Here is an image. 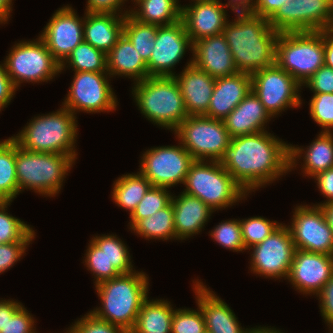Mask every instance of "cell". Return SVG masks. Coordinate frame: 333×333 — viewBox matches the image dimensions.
<instances>
[{
	"instance_id": "13",
	"label": "cell",
	"mask_w": 333,
	"mask_h": 333,
	"mask_svg": "<svg viewBox=\"0 0 333 333\" xmlns=\"http://www.w3.org/2000/svg\"><path fill=\"white\" fill-rule=\"evenodd\" d=\"M247 250H252L249 267L251 273L273 278L275 281L288 278L296 247L284 223L262 242Z\"/></svg>"
},
{
	"instance_id": "52",
	"label": "cell",
	"mask_w": 333,
	"mask_h": 333,
	"mask_svg": "<svg viewBox=\"0 0 333 333\" xmlns=\"http://www.w3.org/2000/svg\"><path fill=\"white\" fill-rule=\"evenodd\" d=\"M288 0H255L254 15L269 20Z\"/></svg>"
},
{
	"instance_id": "51",
	"label": "cell",
	"mask_w": 333,
	"mask_h": 333,
	"mask_svg": "<svg viewBox=\"0 0 333 333\" xmlns=\"http://www.w3.org/2000/svg\"><path fill=\"white\" fill-rule=\"evenodd\" d=\"M17 89L7 74L5 63L0 64V112L9 105Z\"/></svg>"
},
{
	"instance_id": "15",
	"label": "cell",
	"mask_w": 333,
	"mask_h": 333,
	"mask_svg": "<svg viewBox=\"0 0 333 333\" xmlns=\"http://www.w3.org/2000/svg\"><path fill=\"white\" fill-rule=\"evenodd\" d=\"M129 252L127 245L116 234H101V236L92 237L83 263L94 275V285L120 274L135 271Z\"/></svg>"
},
{
	"instance_id": "40",
	"label": "cell",
	"mask_w": 333,
	"mask_h": 333,
	"mask_svg": "<svg viewBox=\"0 0 333 333\" xmlns=\"http://www.w3.org/2000/svg\"><path fill=\"white\" fill-rule=\"evenodd\" d=\"M281 224L276 220L270 221L261 216L241 219L240 226L245 249L247 250L253 245L262 242Z\"/></svg>"
},
{
	"instance_id": "41",
	"label": "cell",
	"mask_w": 333,
	"mask_h": 333,
	"mask_svg": "<svg viewBox=\"0 0 333 333\" xmlns=\"http://www.w3.org/2000/svg\"><path fill=\"white\" fill-rule=\"evenodd\" d=\"M209 231L211 238L225 249L233 252L246 251L242 239L240 219L223 220Z\"/></svg>"
},
{
	"instance_id": "42",
	"label": "cell",
	"mask_w": 333,
	"mask_h": 333,
	"mask_svg": "<svg viewBox=\"0 0 333 333\" xmlns=\"http://www.w3.org/2000/svg\"><path fill=\"white\" fill-rule=\"evenodd\" d=\"M309 114L324 132H333V93H313Z\"/></svg>"
},
{
	"instance_id": "47",
	"label": "cell",
	"mask_w": 333,
	"mask_h": 333,
	"mask_svg": "<svg viewBox=\"0 0 333 333\" xmlns=\"http://www.w3.org/2000/svg\"><path fill=\"white\" fill-rule=\"evenodd\" d=\"M302 86L313 93H333V68L322 66Z\"/></svg>"
},
{
	"instance_id": "33",
	"label": "cell",
	"mask_w": 333,
	"mask_h": 333,
	"mask_svg": "<svg viewBox=\"0 0 333 333\" xmlns=\"http://www.w3.org/2000/svg\"><path fill=\"white\" fill-rule=\"evenodd\" d=\"M151 186L140 172L124 174L114 181L111 198L118 207L129 211L130 216Z\"/></svg>"
},
{
	"instance_id": "6",
	"label": "cell",
	"mask_w": 333,
	"mask_h": 333,
	"mask_svg": "<svg viewBox=\"0 0 333 333\" xmlns=\"http://www.w3.org/2000/svg\"><path fill=\"white\" fill-rule=\"evenodd\" d=\"M73 163L75 160L70 155L27 151L15 141L19 194L29 189L42 196L55 197L61 192Z\"/></svg>"
},
{
	"instance_id": "32",
	"label": "cell",
	"mask_w": 333,
	"mask_h": 333,
	"mask_svg": "<svg viewBox=\"0 0 333 333\" xmlns=\"http://www.w3.org/2000/svg\"><path fill=\"white\" fill-rule=\"evenodd\" d=\"M133 4L135 8H130L129 14L141 23L162 26L181 20V4L177 0H134Z\"/></svg>"
},
{
	"instance_id": "23",
	"label": "cell",
	"mask_w": 333,
	"mask_h": 333,
	"mask_svg": "<svg viewBox=\"0 0 333 333\" xmlns=\"http://www.w3.org/2000/svg\"><path fill=\"white\" fill-rule=\"evenodd\" d=\"M188 116H205L215 87V78L193 64V57L175 74Z\"/></svg>"
},
{
	"instance_id": "17",
	"label": "cell",
	"mask_w": 333,
	"mask_h": 333,
	"mask_svg": "<svg viewBox=\"0 0 333 333\" xmlns=\"http://www.w3.org/2000/svg\"><path fill=\"white\" fill-rule=\"evenodd\" d=\"M288 227L296 249L333 256V232L321 206L297 205Z\"/></svg>"
},
{
	"instance_id": "19",
	"label": "cell",
	"mask_w": 333,
	"mask_h": 333,
	"mask_svg": "<svg viewBox=\"0 0 333 333\" xmlns=\"http://www.w3.org/2000/svg\"><path fill=\"white\" fill-rule=\"evenodd\" d=\"M84 16L80 17L68 4L58 8L38 35L53 57L61 64L84 41Z\"/></svg>"
},
{
	"instance_id": "18",
	"label": "cell",
	"mask_w": 333,
	"mask_h": 333,
	"mask_svg": "<svg viewBox=\"0 0 333 333\" xmlns=\"http://www.w3.org/2000/svg\"><path fill=\"white\" fill-rule=\"evenodd\" d=\"M189 49L193 53V43L186 33L182 20L158 26L155 46L146 63L148 77H174L173 69Z\"/></svg>"
},
{
	"instance_id": "28",
	"label": "cell",
	"mask_w": 333,
	"mask_h": 333,
	"mask_svg": "<svg viewBox=\"0 0 333 333\" xmlns=\"http://www.w3.org/2000/svg\"><path fill=\"white\" fill-rule=\"evenodd\" d=\"M273 117L251 90L249 94L224 119L231 138L267 131V123Z\"/></svg>"
},
{
	"instance_id": "25",
	"label": "cell",
	"mask_w": 333,
	"mask_h": 333,
	"mask_svg": "<svg viewBox=\"0 0 333 333\" xmlns=\"http://www.w3.org/2000/svg\"><path fill=\"white\" fill-rule=\"evenodd\" d=\"M252 90V77L246 73L215 79L206 117L224 120Z\"/></svg>"
},
{
	"instance_id": "11",
	"label": "cell",
	"mask_w": 333,
	"mask_h": 333,
	"mask_svg": "<svg viewBox=\"0 0 333 333\" xmlns=\"http://www.w3.org/2000/svg\"><path fill=\"white\" fill-rule=\"evenodd\" d=\"M108 72H75L62 106L75 116L78 112L116 111L118 98L110 85Z\"/></svg>"
},
{
	"instance_id": "7",
	"label": "cell",
	"mask_w": 333,
	"mask_h": 333,
	"mask_svg": "<svg viewBox=\"0 0 333 333\" xmlns=\"http://www.w3.org/2000/svg\"><path fill=\"white\" fill-rule=\"evenodd\" d=\"M183 185V192L201 199L214 212L249 196L219 161L195 160Z\"/></svg>"
},
{
	"instance_id": "2",
	"label": "cell",
	"mask_w": 333,
	"mask_h": 333,
	"mask_svg": "<svg viewBox=\"0 0 333 333\" xmlns=\"http://www.w3.org/2000/svg\"><path fill=\"white\" fill-rule=\"evenodd\" d=\"M237 70L252 75L275 64L279 32L264 17L252 13L236 14L223 33Z\"/></svg>"
},
{
	"instance_id": "9",
	"label": "cell",
	"mask_w": 333,
	"mask_h": 333,
	"mask_svg": "<svg viewBox=\"0 0 333 333\" xmlns=\"http://www.w3.org/2000/svg\"><path fill=\"white\" fill-rule=\"evenodd\" d=\"M11 48L3 61L16 89L23 82L33 84L48 82L57 74H61L60 63L39 36L33 41H19Z\"/></svg>"
},
{
	"instance_id": "8",
	"label": "cell",
	"mask_w": 333,
	"mask_h": 333,
	"mask_svg": "<svg viewBox=\"0 0 333 333\" xmlns=\"http://www.w3.org/2000/svg\"><path fill=\"white\" fill-rule=\"evenodd\" d=\"M324 31L279 33L275 63L301 86L324 66Z\"/></svg>"
},
{
	"instance_id": "53",
	"label": "cell",
	"mask_w": 333,
	"mask_h": 333,
	"mask_svg": "<svg viewBox=\"0 0 333 333\" xmlns=\"http://www.w3.org/2000/svg\"><path fill=\"white\" fill-rule=\"evenodd\" d=\"M23 304L13 299H0V330L5 327L8 317H12Z\"/></svg>"
},
{
	"instance_id": "57",
	"label": "cell",
	"mask_w": 333,
	"mask_h": 333,
	"mask_svg": "<svg viewBox=\"0 0 333 333\" xmlns=\"http://www.w3.org/2000/svg\"><path fill=\"white\" fill-rule=\"evenodd\" d=\"M271 326H256L250 329V327L248 328L246 333H284L282 332V330L280 329H276L275 327H271Z\"/></svg>"
},
{
	"instance_id": "22",
	"label": "cell",
	"mask_w": 333,
	"mask_h": 333,
	"mask_svg": "<svg viewBox=\"0 0 333 333\" xmlns=\"http://www.w3.org/2000/svg\"><path fill=\"white\" fill-rule=\"evenodd\" d=\"M199 279L193 280L196 305L205 319L208 333H246L229 305ZM195 281V282H194ZM204 284V285H203Z\"/></svg>"
},
{
	"instance_id": "48",
	"label": "cell",
	"mask_w": 333,
	"mask_h": 333,
	"mask_svg": "<svg viewBox=\"0 0 333 333\" xmlns=\"http://www.w3.org/2000/svg\"><path fill=\"white\" fill-rule=\"evenodd\" d=\"M128 0H87L85 12L87 13H102V14H115L127 15L130 10L123 11V4ZM122 8V9H121Z\"/></svg>"
},
{
	"instance_id": "36",
	"label": "cell",
	"mask_w": 333,
	"mask_h": 333,
	"mask_svg": "<svg viewBox=\"0 0 333 333\" xmlns=\"http://www.w3.org/2000/svg\"><path fill=\"white\" fill-rule=\"evenodd\" d=\"M66 68L74 72H107L106 54L83 41L60 64L61 73Z\"/></svg>"
},
{
	"instance_id": "54",
	"label": "cell",
	"mask_w": 333,
	"mask_h": 333,
	"mask_svg": "<svg viewBox=\"0 0 333 333\" xmlns=\"http://www.w3.org/2000/svg\"><path fill=\"white\" fill-rule=\"evenodd\" d=\"M223 4L236 14L253 13L255 0H228Z\"/></svg>"
},
{
	"instance_id": "55",
	"label": "cell",
	"mask_w": 333,
	"mask_h": 333,
	"mask_svg": "<svg viewBox=\"0 0 333 333\" xmlns=\"http://www.w3.org/2000/svg\"><path fill=\"white\" fill-rule=\"evenodd\" d=\"M324 64L327 67L333 68V29L329 28L324 31Z\"/></svg>"
},
{
	"instance_id": "60",
	"label": "cell",
	"mask_w": 333,
	"mask_h": 333,
	"mask_svg": "<svg viewBox=\"0 0 333 333\" xmlns=\"http://www.w3.org/2000/svg\"><path fill=\"white\" fill-rule=\"evenodd\" d=\"M328 333H333V325L332 326H329V329H328Z\"/></svg>"
},
{
	"instance_id": "59",
	"label": "cell",
	"mask_w": 333,
	"mask_h": 333,
	"mask_svg": "<svg viewBox=\"0 0 333 333\" xmlns=\"http://www.w3.org/2000/svg\"><path fill=\"white\" fill-rule=\"evenodd\" d=\"M198 1H219V2H221V0H191V2H198Z\"/></svg>"
},
{
	"instance_id": "3",
	"label": "cell",
	"mask_w": 333,
	"mask_h": 333,
	"mask_svg": "<svg viewBox=\"0 0 333 333\" xmlns=\"http://www.w3.org/2000/svg\"><path fill=\"white\" fill-rule=\"evenodd\" d=\"M149 285L148 275L138 270L103 281L95 286L102 307H96L90 312L130 332L135 326L142 303L149 298Z\"/></svg>"
},
{
	"instance_id": "16",
	"label": "cell",
	"mask_w": 333,
	"mask_h": 333,
	"mask_svg": "<svg viewBox=\"0 0 333 333\" xmlns=\"http://www.w3.org/2000/svg\"><path fill=\"white\" fill-rule=\"evenodd\" d=\"M332 9L333 0H288L268 22L279 33L327 31Z\"/></svg>"
},
{
	"instance_id": "14",
	"label": "cell",
	"mask_w": 333,
	"mask_h": 333,
	"mask_svg": "<svg viewBox=\"0 0 333 333\" xmlns=\"http://www.w3.org/2000/svg\"><path fill=\"white\" fill-rule=\"evenodd\" d=\"M139 172L152 186L171 188L184 184L190 166L195 161L179 144L148 148L141 156Z\"/></svg>"
},
{
	"instance_id": "12",
	"label": "cell",
	"mask_w": 333,
	"mask_h": 333,
	"mask_svg": "<svg viewBox=\"0 0 333 333\" xmlns=\"http://www.w3.org/2000/svg\"><path fill=\"white\" fill-rule=\"evenodd\" d=\"M252 91L274 118L302 105V86L276 63L251 75Z\"/></svg>"
},
{
	"instance_id": "31",
	"label": "cell",
	"mask_w": 333,
	"mask_h": 333,
	"mask_svg": "<svg viewBox=\"0 0 333 333\" xmlns=\"http://www.w3.org/2000/svg\"><path fill=\"white\" fill-rule=\"evenodd\" d=\"M167 299H146L130 333H171L174 307Z\"/></svg>"
},
{
	"instance_id": "45",
	"label": "cell",
	"mask_w": 333,
	"mask_h": 333,
	"mask_svg": "<svg viewBox=\"0 0 333 333\" xmlns=\"http://www.w3.org/2000/svg\"><path fill=\"white\" fill-rule=\"evenodd\" d=\"M35 318L23 305L12 317H8L5 327L0 333H38Z\"/></svg>"
},
{
	"instance_id": "24",
	"label": "cell",
	"mask_w": 333,
	"mask_h": 333,
	"mask_svg": "<svg viewBox=\"0 0 333 333\" xmlns=\"http://www.w3.org/2000/svg\"><path fill=\"white\" fill-rule=\"evenodd\" d=\"M192 57L196 67L215 79L239 73L223 34L194 42Z\"/></svg>"
},
{
	"instance_id": "44",
	"label": "cell",
	"mask_w": 333,
	"mask_h": 333,
	"mask_svg": "<svg viewBox=\"0 0 333 333\" xmlns=\"http://www.w3.org/2000/svg\"><path fill=\"white\" fill-rule=\"evenodd\" d=\"M72 333H130L117 325L97 318L92 312L86 313L69 327Z\"/></svg>"
},
{
	"instance_id": "49",
	"label": "cell",
	"mask_w": 333,
	"mask_h": 333,
	"mask_svg": "<svg viewBox=\"0 0 333 333\" xmlns=\"http://www.w3.org/2000/svg\"><path fill=\"white\" fill-rule=\"evenodd\" d=\"M319 300V309L326 325H333V276L323 286L316 296Z\"/></svg>"
},
{
	"instance_id": "37",
	"label": "cell",
	"mask_w": 333,
	"mask_h": 333,
	"mask_svg": "<svg viewBox=\"0 0 333 333\" xmlns=\"http://www.w3.org/2000/svg\"><path fill=\"white\" fill-rule=\"evenodd\" d=\"M157 30L158 25L141 23L130 14L125 16L123 34L131 41L145 63L151 57L155 46Z\"/></svg>"
},
{
	"instance_id": "4",
	"label": "cell",
	"mask_w": 333,
	"mask_h": 333,
	"mask_svg": "<svg viewBox=\"0 0 333 333\" xmlns=\"http://www.w3.org/2000/svg\"><path fill=\"white\" fill-rule=\"evenodd\" d=\"M76 118L61 105L56 112L37 115L11 137L27 151L70 155L76 161L75 144L79 134Z\"/></svg>"
},
{
	"instance_id": "26",
	"label": "cell",
	"mask_w": 333,
	"mask_h": 333,
	"mask_svg": "<svg viewBox=\"0 0 333 333\" xmlns=\"http://www.w3.org/2000/svg\"><path fill=\"white\" fill-rule=\"evenodd\" d=\"M176 240H186L202 232L214 213L201 199L180 192L172 196Z\"/></svg>"
},
{
	"instance_id": "61",
	"label": "cell",
	"mask_w": 333,
	"mask_h": 333,
	"mask_svg": "<svg viewBox=\"0 0 333 333\" xmlns=\"http://www.w3.org/2000/svg\"><path fill=\"white\" fill-rule=\"evenodd\" d=\"M330 28L333 29V9H332V23H331V25H330Z\"/></svg>"
},
{
	"instance_id": "29",
	"label": "cell",
	"mask_w": 333,
	"mask_h": 333,
	"mask_svg": "<svg viewBox=\"0 0 333 333\" xmlns=\"http://www.w3.org/2000/svg\"><path fill=\"white\" fill-rule=\"evenodd\" d=\"M126 15L84 14V41L107 54L123 35Z\"/></svg>"
},
{
	"instance_id": "50",
	"label": "cell",
	"mask_w": 333,
	"mask_h": 333,
	"mask_svg": "<svg viewBox=\"0 0 333 333\" xmlns=\"http://www.w3.org/2000/svg\"><path fill=\"white\" fill-rule=\"evenodd\" d=\"M317 183V188L321 192L323 197L327 199L322 203L313 204L316 206H322L327 203L333 202V168L317 173L312 177Z\"/></svg>"
},
{
	"instance_id": "1",
	"label": "cell",
	"mask_w": 333,
	"mask_h": 333,
	"mask_svg": "<svg viewBox=\"0 0 333 333\" xmlns=\"http://www.w3.org/2000/svg\"><path fill=\"white\" fill-rule=\"evenodd\" d=\"M289 147L268 131L241 135L231 138L219 163L249 195L290 172Z\"/></svg>"
},
{
	"instance_id": "34",
	"label": "cell",
	"mask_w": 333,
	"mask_h": 333,
	"mask_svg": "<svg viewBox=\"0 0 333 333\" xmlns=\"http://www.w3.org/2000/svg\"><path fill=\"white\" fill-rule=\"evenodd\" d=\"M131 232L142 238L169 241L176 239L174 226V211L172 203L155 212L153 215L140 219L131 229Z\"/></svg>"
},
{
	"instance_id": "58",
	"label": "cell",
	"mask_w": 333,
	"mask_h": 333,
	"mask_svg": "<svg viewBox=\"0 0 333 333\" xmlns=\"http://www.w3.org/2000/svg\"><path fill=\"white\" fill-rule=\"evenodd\" d=\"M322 210L325 214L326 220L333 232V202L322 205Z\"/></svg>"
},
{
	"instance_id": "20",
	"label": "cell",
	"mask_w": 333,
	"mask_h": 333,
	"mask_svg": "<svg viewBox=\"0 0 333 333\" xmlns=\"http://www.w3.org/2000/svg\"><path fill=\"white\" fill-rule=\"evenodd\" d=\"M333 276V256L296 249L288 282L298 293L317 296Z\"/></svg>"
},
{
	"instance_id": "38",
	"label": "cell",
	"mask_w": 333,
	"mask_h": 333,
	"mask_svg": "<svg viewBox=\"0 0 333 333\" xmlns=\"http://www.w3.org/2000/svg\"><path fill=\"white\" fill-rule=\"evenodd\" d=\"M11 203L12 201H0V244L33 242L36 236L35 230L7 212Z\"/></svg>"
},
{
	"instance_id": "27",
	"label": "cell",
	"mask_w": 333,
	"mask_h": 333,
	"mask_svg": "<svg viewBox=\"0 0 333 333\" xmlns=\"http://www.w3.org/2000/svg\"><path fill=\"white\" fill-rule=\"evenodd\" d=\"M297 146L290 144L289 147L290 172L296 169L301 159V173L305 177L312 178L319 172L333 168V132L321 131L309 146Z\"/></svg>"
},
{
	"instance_id": "43",
	"label": "cell",
	"mask_w": 333,
	"mask_h": 333,
	"mask_svg": "<svg viewBox=\"0 0 333 333\" xmlns=\"http://www.w3.org/2000/svg\"><path fill=\"white\" fill-rule=\"evenodd\" d=\"M205 319L199 306L191 308H176L172 317L171 333H205Z\"/></svg>"
},
{
	"instance_id": "10",
	"label": "cell",
	"mask_w": 333,
	"mask_h": 333,
	"mask_svg": "<svg viewBox=\"0 0 333 333\" xmlns=\"http://www.w3.org/2000/svg\"><path fill=\"white\" fill-rule=\"evenodd\" d=\"M173 132L194 160L219 161L231 140L224 120L206 116H188Z\"/></svg>"
},
{
	"instance_id": "56",
	"label": "cell",
	"mask_w": 333,
	"mask_h": 333,
	"mask_svg": "<svg viewBox=\"0 0 333 333\" xmlns=\"http://www.w3.org/2000/svg\"><path fill=\"white\" fill-rule=\"evenodd\" d=\"M13 0H0V24L8 23L13 9Z\"/></svg>"
},
{
	"instance_id": "46",
	"label": "cell",
	"mask_w": 333,
	"mask_h": 333,
	"mask_svg": "<svg viewBox=\"0 0 333 333\" xmlns=\"http://www.w3.org/2000/svg\"><path fill=\"white\" fill-rule=\"evenodd\" d=\"M31 243L11 242L0 244V274L13 267L26 254V249Z\"/></svg>"
},
{
	"instance_id": "35",
	"label": "cell",
	"mask_w": 333,
	"mask_h": 333,
	"mask_svg": "<svg viewBox=\"0 0 333 333\" xmlns=\"http://www.w3.org/2000/svg\"><path fill=\"white\" fill-rule=\"evenodd\" d=\"M19 195L15 164V140H0V201H13Z\"/></svg>"
},
{
	"instance_id": "30",
	"label": "cell",
	"mask_w": 333,
	"mask_h": 333,
	"mask_svg": "<svg viewBox=\"0 0 333 333\" xmlns=\"http://www.w3.org/2000/svg\"><path fill=\"white\" fill-rule=\"evenodd\" d=\"M106 60L107 72L111 77L132 78L133 84L148 77L147 64L124 34L106 54Z\"/></svg>"
},
{
	"instance_id": "39",
	"label": "cell",
	"mask_w": 333,
	"mask_h": 333,
	"mask_svg": "<svg viewBox=\"0 0 333 333\" xmlns=\"http://www.w3.org/2000/svg\"><path fill=\"white\" fill-rule=\"evenodd\" d=\"M169 188L151 186L135 210L128 223L131 229L140 219L147 218L171 203L172 194Z\"/></svg>"
},
{
	"instance_id": "21",
	"label": "cell",
	"mask_w": 333,
	"mask_h": 333,
	"mask_svg": "<svg viewBox=\"0 0 333 333\" xmlns=\"http://www.w3.org/2000/svg\"><path fill=\"white\" fill-rule=\"evenodd\" d=\"M226 8L219 1H198L181 5V20L192 43L223 33L229 21Z\"/></svg>"
},
{
	"instance_id": "62",
	"label": "cell",
	"mask_w": 333,
	"mask_h": 333,
	"mask_svg": "<svg viewBox=\"0 0 333 333\" xmlns=\"http://www.w3.org/2000/svg\"><path fill=\"white\" fill-rule=\"evenodd\" d=\"M65 333H72V331L68 328Z\"/></svg>"
},
{
	"instance_id": "5",
	"label": "cell",
	"mask_w": 333,
	"mask_h": 333,
	"mask_svg": "<svg viewBox=\"0 0 333 333\" xmlns=\"http://www.w3.org/2000/svg\"><path fill=\"white\" fill-rule=\"evenodd\" d=\"M131 92L138 110L154 125L174 131L188 117L175 77H147Z\"/></svg>"
}]
</instances>
